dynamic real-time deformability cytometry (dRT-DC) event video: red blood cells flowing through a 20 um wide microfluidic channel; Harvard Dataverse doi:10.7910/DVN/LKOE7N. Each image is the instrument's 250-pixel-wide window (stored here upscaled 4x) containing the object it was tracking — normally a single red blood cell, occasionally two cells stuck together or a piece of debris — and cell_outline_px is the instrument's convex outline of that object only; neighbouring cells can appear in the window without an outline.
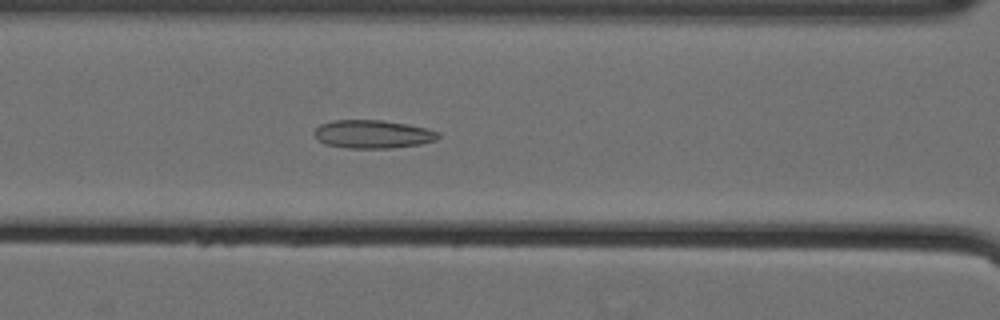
{"species": "Egyptian fruit bat (a non-hibernating species)", "species_latin": "Rousettus aegyptiacus", "temperature_condition": "cold", "stored_images_in_passage": 54, "camera_frame_rate_fps": 3000, "um_per_image_px": 0.085, "animal": {"sex": "female"}, "frame": {"image": 1, "passage_image": 23, "time_ms": 7.333, "image_size_px": [1000, 320], "cell_outline_px": [[440, 136], [436, 140], [420, 144], [388, 148], [348, 148], [324, 144], [312, 132], [320, 124], [332, 120], [384, 120], [408, 124], [440, 132]], "centroid_in_image_um": [31.67, 11.4], "position_along_channel_um": 134.9, "area_um2": 20.4}}
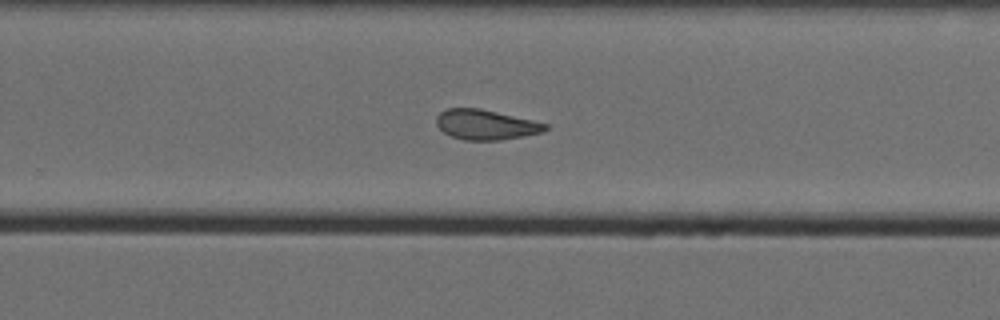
{"frame": {"image": 2, "passage_image": 36, "time_ms": 11.667, "image_size_px": [1000, 320], "cell_outline_px": [[548, 128], [544, 132], [500, 140], [464, 140], [452, 136], [444, 132], [436, 124], [436, 116], [444, 108], [480, 108], [532, 120], [548, 124]], "centroid_in_image_um": [41.27, 10.59], "position_along_channel_um": 288.5, "area_um2": 19.02}}
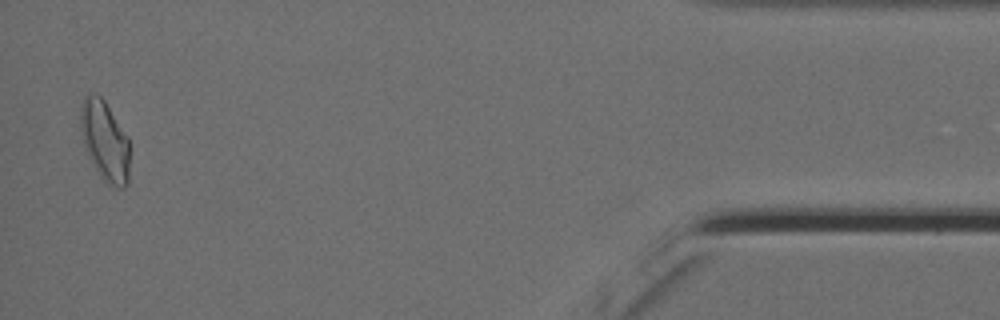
{"frame": {"image": 3, "passage_image": 53, "time_ms": 17.333, "image_size_px": [1000, 320], "cell_outline_px": [[128, 184], [124, 188], [120, 188], [104, 180], [96, 172], [88, 156], [84, 144], [80, 128], [80, 104], [84, 96], [88, 92], [96, 92], [104, 100], [128, 136]], "centroid_in_image_um": [8.88, 11.92], "position_along_channel_um": 426.3, "area_um2": 23.06}, "authors_computed_cell_mechanics": {"area_um2": 20.3456, "velocity_mm_per_s": 3.5617, "shape_relaxation_time_tau1_ms": null, "shape_relaxation_time_tau2_ms": 2.3799, "deformation_change_tau1": null, "deformation_change_tau2": 0.1001}}